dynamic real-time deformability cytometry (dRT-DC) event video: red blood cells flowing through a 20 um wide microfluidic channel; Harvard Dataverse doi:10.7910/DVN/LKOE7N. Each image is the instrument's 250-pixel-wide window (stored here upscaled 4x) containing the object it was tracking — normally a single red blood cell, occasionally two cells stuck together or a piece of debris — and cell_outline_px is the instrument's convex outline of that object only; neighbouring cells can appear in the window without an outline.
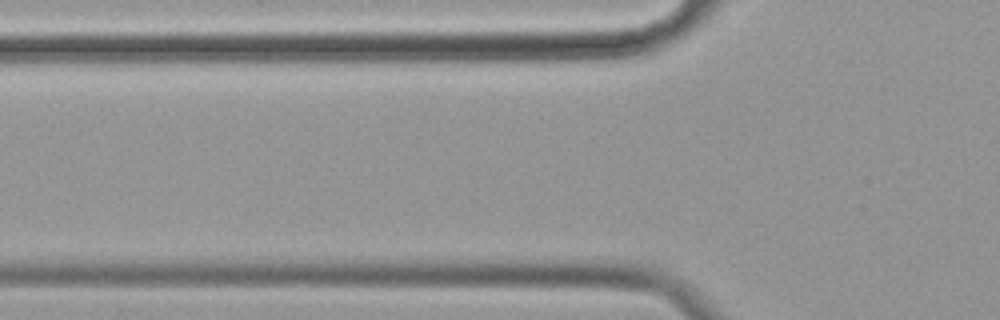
{"species": "common noctule bat (a hibernating species)", "species_latin": "Nyctalus noctula", "temperature_condition": "cold", "stored_images_in_passage": 5, "camera_frame_rate_fps": 3000, "um_per_image_px": 0.085, "animal": {"sex": "female", "body_mass_g": 19.9}, "frame": {"image": 1, "passage_image": 4, "time_ms": 1.0, "image_size_px": [1000, 320], "cell_outline_px": [[372, 60], [232, 60], [224, 48], [368, 48], [372, 52]], "centroid_in_image_um": [25.47, 4.59], "position_along_channel_um": 100.3, "area_um2": 12.43}}